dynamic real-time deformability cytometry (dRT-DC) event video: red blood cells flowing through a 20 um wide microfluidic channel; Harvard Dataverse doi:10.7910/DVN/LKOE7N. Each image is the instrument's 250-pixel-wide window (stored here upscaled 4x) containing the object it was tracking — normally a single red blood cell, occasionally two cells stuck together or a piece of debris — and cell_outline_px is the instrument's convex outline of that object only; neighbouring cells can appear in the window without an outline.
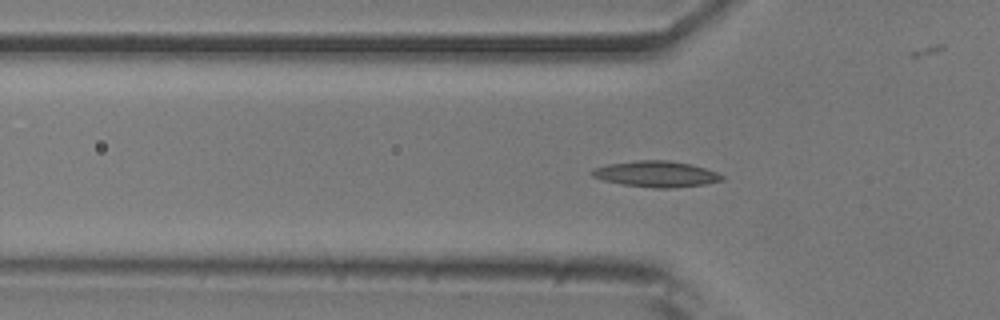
{"species": "common noctule bat (a hibernating species)", "species_latin": "Nyctalus noctula", "temperature_condition": "room temperature", "stored_images_in_passage": 41, "camera_frame_rate_fps": 3000, "um_per_image_px": 0.085, "animal": {"sex": "male", "body_mass_g": 20.5, "forearm_length_mm": 52.5}, "frame": {"image": 1, "passage_image": 4, "time_ms": 1.0, "image_size_px": [1000, 320], "cell_outline_px": [[724, 180], [704, 184], [672, 188], [656, 188], [624, 184], [604, 180], [592, 176], [588, 172], [592, 168], [608, 164], [636, 160], [668, 160], [688, 164], [704, 168], [716, 172], [724, 176]], "centroid_in_image_um": [55.74, 14.78], "position_along_channel_um": 70.1, "area_um2": 19.54}}
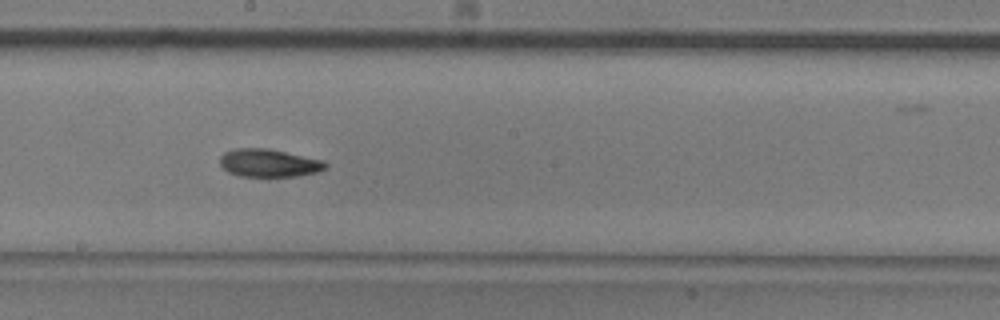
{"frame": {"image": 2, "passage_image": 16, "time_ms": 5.0, "image_size_px": [1000, 320], "cell_outline_px": [[328, 168], [316, 172], [296, 176], [240, 176], [228, 172], [220, 164], [220, 156], [224, 152], [236, 148], [268, 148], [324, 160], [328, 164]], "centroid_in_image_um": [22.87, 13.84], "position_along_channel_um": 225.3, "area_um2": 17.22}}
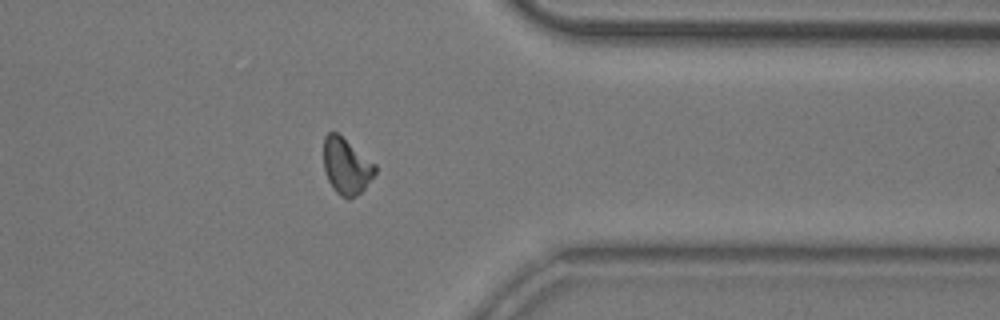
{"frame": {"image": 3, "passage_image": 29, "time_ms": 9.333, "image_size_px": [1000, 320], "cell_outline_px": [[376, 172], [364, 188], [356, 196], [348, 200], [340, 196], [332, 188], [324, 172], [324, 136], [328, 132], [336, 132], [376, 164]], "centroid_in_image_um": [29.42, 14.15], "position_along_channel_um": 382.0, "area_um2": 16.82}, "authors_computed_cell_mechanics": {"area_um2": 16.9932, "velocity_mm_per_s": 3.8576, "shape_relaxation_time_tau1_ms": 5.7112, "shape_relaxation_time_tau2_ms": 5.1452, "deformation_change_tau1": 0.1508, "deformation_change_tau2": 0.1145}}